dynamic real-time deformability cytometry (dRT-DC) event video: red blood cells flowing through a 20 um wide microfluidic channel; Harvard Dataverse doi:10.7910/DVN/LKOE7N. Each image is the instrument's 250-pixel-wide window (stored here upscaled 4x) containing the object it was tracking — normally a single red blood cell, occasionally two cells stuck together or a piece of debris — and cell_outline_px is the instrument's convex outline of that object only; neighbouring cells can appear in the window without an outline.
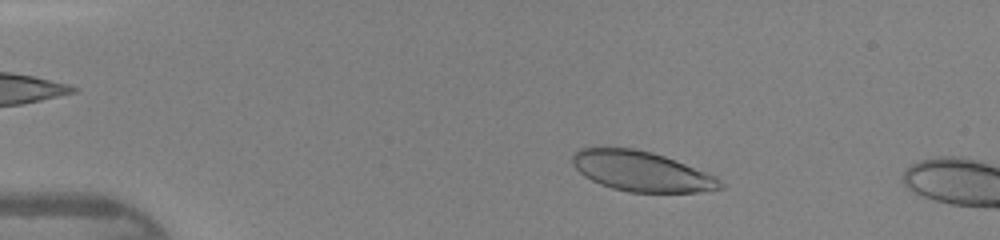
{"species": "human", "species_latin": "Homo sapiens", "temperature_condition": "warm", "stored_images_in_passage": 9, "camera_frame_rate_fps": 3000, "um_per_image_px": 0.085, "donor": {"sex": "female"}, "frame": {"image": 1, "passage_image": 6, "time_ms": 1.667, "image_size_px": [1000, 240], "cell_outline_px": [[724, 188], [696, 192], [628, 192], [612, 188], [600, 184], [584, 176], [572, 164], [572, 156], [580, 148], [632, 148], [652, 152], [664, 156], [716, 176], [724, 184]], "centroid_in_image_um": [54.53, 14.57], "position_along_channel_um": 30.5, "area_um2": 34.22}}